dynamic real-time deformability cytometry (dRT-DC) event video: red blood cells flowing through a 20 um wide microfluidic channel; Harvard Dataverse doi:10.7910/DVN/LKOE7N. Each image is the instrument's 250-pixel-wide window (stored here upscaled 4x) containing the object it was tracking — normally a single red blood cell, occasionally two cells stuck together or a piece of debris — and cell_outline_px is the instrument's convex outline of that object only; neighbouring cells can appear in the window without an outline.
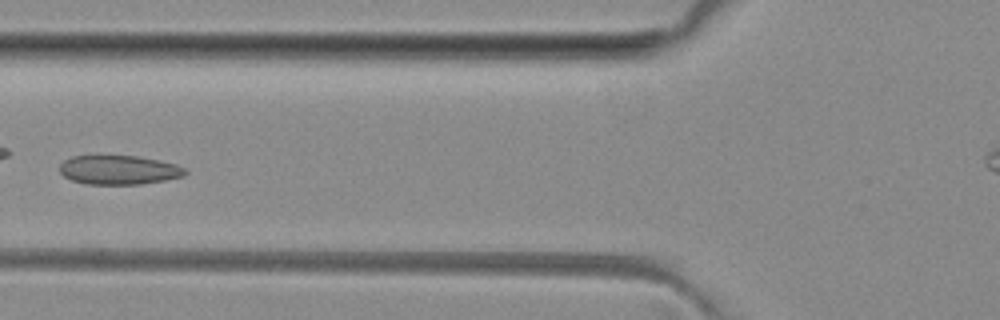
{"species": "common noctule bat (a hibernating species)", "species_latin": "Nyctalus noctula", "temperature_condition": "room temperature", "stored_images_in_passage": 4, "camera_frame_rate_fps": 3000, "um_per_image_px": 0.085, "animal": {"sex": "female", "body_mass_g": 29.2, "forearm_length_mm": 56.3}, "frame": {"image": 1, "passage_image": 4, "time_ms": 4.333, "image_size_px": [1000, 320], "cell_outline_px": [[188, 172], [184, 176], [164, 180], [140, 184], [88, 184], [72, 180], [64, 176], [60, 172], [60, 164], [64, 160], [72, 156], [136, 156], [176, 164], [184, 168]], "centroid_in_image_um": [10.1, 14.44], "position_along_channel_um": 115.7, "area_um2": 21.1}}